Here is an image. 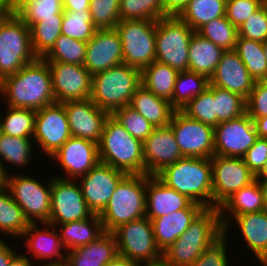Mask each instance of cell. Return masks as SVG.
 I'll use <instances>...</instances> for the list:
<instances>
[{
    "mask_svg": "<svg viewBox=\"0 0 267 266\" xmlns=\"http://www.w3.org/2000/svg\"><path fill=\"white\" fill-rule=\"evenodd\" d=\"M194 30L178 16H167L156 21L155 60L181 71L188 70L189 43Z\"/></svg>",
    "mask_w": 267,
    "mask_h": 266,
    "instance_id": "cell-8",
    "label": "cell"
},
{
    "mask_svg": "<svg viewBox=\"0 0 267 266\" xmlns=\"http://www.w3.org/2000/svg\"><path fill=\"white\" fill-rule=\"evenodd\" d=\"M217 125L246 113V99L227 89L214 86Z\"/></svg>",
    "mask_w": 267,
    "mask_h": 266,
    "instance_id": "cell-46",
    "label": "cell"
},
{
    "mask_svg": "<svg viewBox=\"0 0 267 266\" xmlns=\"http://www.w3.org/2000/svg\"><path fill=\"white\" fill-rule=\"evenodd\" d=\"M181 158L183 156L169 125L155 127L143 142L144 174L156 176Z\"/></svg>",
    "mask_w": 267,
    "mask_h": 266,
    "instance_id": "cell-22",
    "label": "cell"
},
{
    "mask_svg": "<svg viewBox=\"0 0 267 266\" xmlns=\"http://www.w3.org/2000/svg\"><path fill=\"white\" fill-rule=\"evenodd\" d=\"M211 166L213 208H219L236 191L256 180L242 158L214 155Z\"/></svg>",
    "mask_w": 267,
    "mask_h": 266,
    "instance_id": "cell-14",
    "label": "cell"
},
{
    "mask_svg": "<svg viewBox=\"0 0 267 266\" xmlns=\"http://www.w3.org/2000/svg\"><path fill=\"white\" fill-rule=\"evenodd\" d=\"M59 226V237L67 252L85 246L95 241L105 231L103 229L101 217L97 214H92L90 217L72 221Z\"/></svg>",
    "mask_w": 267,
    "mask_h": 266,
    "instance_id": "cell-31",
    "label": "cell"
},
{
    "mask_svg": "<svg viewBox=\"0 0 267 266\" xmlns=\"http://www.w3.org/2000/svg\"><path fill=\"white\" fill-rule=\"evenodd\" d=\"M125 172L99 162L86 175L79 177L83 198L93 214L100 215Z\"/></svg>",
    "mask_w": 267,
    "mask_h": 266,
    "instance_id": "cell-18",
    "label": "cell"
},
{
    "mask_svg": "<svg viewBox=\"0 0 267 266\" xmlns=\"http://www.w3.org/2000/svg\"><path fill=\"white\" fill-rule=\"evenodd\" d=\"M256 179H267V161L261 171L256 175Z\"/></svg>",
    "mask_w": 267,
    "mask_h": 266,
    "instance_id": "cell-65",
    "label": "cell"
},
{
    "mask_svg": "<svg viewBox=\"0 0 267 266\" xmlns=\"http://www.w3.org/2000/svg\"><path fill=\"white\" fill-rule=\"evenodd\" d=\"M265 0H226V18L238 29Z\"/></svg>",
    "mask_w": 267,
    "mask_h": 266,
    "instance_id": "cell-52",
    "label": "cell"
},
{
    "mask_svg": "<svg viewBox=\"0 0 267 266\" xmlns=\"http://www.w3.org/2000/svg\"><path fill=\"white\" fill-rule=\"evenodd\" d=\"M90 11H64L61 34L88 42L95 34Z\"/></svg>",
    "mask_w": 267,
    "mask_h": 266,
    "instance_id": "cell-44",
    "label": "cell"
},
{
    "mask_svg": "<svg viewBox=\"0 0 267 266\" xmlns=\"http://www.w3.org/2000/svg\"><path fill=\"white\" fill-rule=\"evenodd\" d=\"M41 224H44L43 228H40L38 222L29 223L27 230L22 234L21 238L24 237L23 239L26 240L23 241L28 249L26 252L28 255L31 253V258L39 262L42 259L41 262L44 263L41 264L44 266L66 264L67 251H65L58 230L48 222Z\"/></svg>",
    "mask_w": 267,
    "mask_h": 266,
    "instance_id": "cell-21",
    "label": "cell"
},
{
    "mask_svg": "<svg viewBox=\"0 0 267 266\" xmlns=\"http://www.w3.org/2000/svg\"><path fill=\"white\" fill-rule=\"evenodd\" d=\"M258 137L267 139V115L253 119Z\"/></svg>",
    "mask_w": 267,
    "mask_h": 266,
    "instance_id": "cell-58",
    "label": "cell"
},
{
    "mask_svg": "<svg viewBox=\"0 0 267 266\" xmlns=\"http://www.w3.org/2000/svg\"><path fill=\"white\" fill-rule=\"evenodd\" d=\"M209 81L211 85L237 93L245 99L249 97L256 83L234 49L222 53Z\"/></svg>",
    "mask_w": 267,
    "mask_h": 266,
    "instance_id": "cell-24",
    "label": "cell"
},
{
    "mask_svg": "<svg viewBox=\"0 0 267 266\" xmlns=\"http://www.w3.org/2000/svg\"><path fill=\"white\" fill-rule=\"evenodd\" d=\"M115 29L122 42L124 64L142 70L155 61V20H120Z\"/></svg>",
    "mask_w": 267,
    "mask_h": 266,
    "instance_id": "cell-9",
    "label": "cell"
},
{
    "mask_svg": "<svg viewBox=\"0 0 267 266\" xmlns=\"http://www.w3.org/2000/svg\"><path fill=\"white\" fill-rule=\"evenodd\" d=\"M90 0H63L64 11H88Z\"/></svg>",
    "mask_w": 267,
    "mask_h": 266,
    "instance_id": "cell-57",
    "label": "cell"
},
{
    "mask_svg": "<svg viewBox=\"0 0 267 266\" xmlns=\"http://www.w3.org/2000/svg\"><path fill=\"white\" fill-rule=\"evenodd\" d=\"M73 137L99 144L110 113L100 109L91 99L63 102Z\"/></svg>",
    "mask_w": 267,
    "mask_h": 266,
    "instance_id": "cell-20",
    "label": "cell"
},
{
    "mask_svg": "<svg viewBox=\"0 0 267 266\" xmlns=\"http://www.w3.org/2000/svg\"><path fill=\"white\" fill-rule=\"evenodd\" d=\"M209 79L192 71L178 73L172 94L171 106L175 110H181L187 103L209 86Z\"/></svg>",
    "mask_w": 267,
    "mask_h": 266,
    "instance_id": "cell-37",
    "label": "cell"
},
{
    "mask_svg": "<svg viewBox=\"0 0 267 266\" xmlns=\"http://www.w3.org/2000/svg\"><path fill=\"white\" fill-rule=\"evenodd\" d=\"M63 18H43L30 27L31 44L37 57H43L61 35Z\"/></svg>",
    "mask_w": 267,
    "mask_h": 266,
    "instance_id": "cell-40",
    "label": "cell"
},
{
    "mask_svg": "<svg viewBox=\"0 0 267 266\" xmlns=\"http://www.w3.org/2000/svg\"><path fill=\"white\" fill-rule=\"evenodd\" d=\"M99 161L126 174H144L143 143L110 114L98 144Z\"/></svg>",
    "mask_w": 267,
    "mask_h": 266,
    "instance_id": "cell-4",
    "label": "cell"
},
{
    "mask_svg": "<svg viewBox=\"0 0 267 266\" xmlns=\"http://www.w3.org/2000/svg\"><path fill=\"white\" fill-rule=\"evenodd\" d=\"M122 63V42L116 29H97L87 42L83 66L94 75Z\"/></svg>",
    "mask_w": 267,
    "mask_h": 266,
    "instance_id": "cell-23",
    "label": "cell"
},
{
    "mask_svg": "<svg viewBox=\"0 0 267 266\" xmlns=\"http://www.w3.org/2000/svg\"><path fill=\"white\" fill-rule=\"evenodd\" d=\"M249 251L263 266L267 261V211L246 213L234 218Z\"/></svg>",
    "mask_w": 267,
    "mask_h": 266,
    "instance_id": "cell-29",
    "label": "cell"
},
{
    "mask_svg": "<svg viewBox=\"0 0 267 266\" xmlns=\"http://www.w3.org/2000/svg\"><path fill=\"white\" fill-rule=\"evenodd\" d=\"M120 20H159L163 18V0H120Z\"/></svg>",
    "mask_w": 267,
    "mask_h": 266,
    "instance_id": "cell-45",
    "label": "cell"
},
{
    "mask_svg": "<svg viewBox=\"0 0 267 266\" xmlns=\"http://www.w3.org/2000/svg\"><path fill=\"white\" fill-rule=\"evenodd\" d=\"M0 93L6 105L14 108L39 110L55 103L48 62L38 57L15 74L3 78Z\"/></svg>",
    "mask_w": 267,
    "mask_h": 266,
    "instance_id": "cell-1",
    "label": "cell"
},
{
    "mask_svg": "<svg viewBox=\"0 0 267 266\" xmlns=\"http://www.w3.org/2000/svg\"><path fill=\"white\" fill-rule=\"evenodd\" d=\"M51 176V213L49 222L57 227L72 221H79L90 217L89 210L78 180Z\"/></svg>",
    "mask_w": 267,
    "mask_h": 266,
    "instance_id": "cell-13",
    "label": "cell"
},
{
    "mask_svg": "<svg viewBox=\"0 0 267 266\" xmlns=\"http://www.w3.org/2000/svg\"><path fill=\"white\" fill-rule=\"evenodd\" d=\"M118 255L115 236L104 232L95 241L67 252V266H105Z\"/></svg>",
    "mask_w": 267,
    "mask_h": 266,
    "instance_id": "cell-28",
    "label": "cell"
},
{
    "mask_svg": "<svg viewBox=\"0 0 267 266\" xmlns=\"http://www.w3.org/2000/svg\"><path fill=\"white\" fill-rule=\"evenodd\" d=\"M1 239L3 238H0V266H9L11 259L17 253Z\"/></svg>",
    "mask_w": 267,
    "mask_h": 266,
    "instance_id": "cell-56",
    "label": "cell"
},
{
    "mask_svg": "<svg viewBox=\"0 0 267 266\" xmlns=\"http://www.w3.org/2000/svg\"><path fill=\"white\" fill-rule=\"evenodd\" d=\"M112 233L116 239L118 255L140 266L162 258L151 220L147 216L120 225Z\"/></svg>",
    "mask_w": 267,
    "mask_h": 266,
    "instance_id": "cell-11",
    "label": "cell"
},
{
    "mask_svg": "<svg viewBox=\"0 0 267 266\" xmlns=\"http://www.w3.org/2000/svg\"><path fill=\"white\" fill-rule=\"evenodd\" d=\"M246 113L252 120L267 115V80L256 81L246 99Z\"/></svg>",
    "mask_w": 267,
    "mask_h": 266,
    "instance_id": "cell-53",
    "label": "cell"
},
{
    "mask_svg": "<svg viewBox=\"0 0 267 266\" xmlns=\"http://www.w3.org/2000/svg\"><path fill=\"white\" fill-rule=\"evenodd\" d=\"M50 159L56 160L55 163H60V168L65 172L63 176L60 173L59 178L76 180L86 175L100 162L98 144L87 139L71 136L50 156Z\"/></svg>",
    "mask_w": 267,
    "mask_h": 266,
    "instance_id": "cell-19",
    "label": "cell"
},
{
    "mask_svg": "<svg viewBox=\"0 0 267 266\" xmlns=\"http://www.w3.org/2000/svg\"><path fill=\"white\" fill-rule=\"evenodd\" d=\"M8 4H9V0H0V12L7 14Z\"/></svg>",
    "mask_w": 267,
    "mask_h": 266,
    "instance_id": "cell-66",
    "label": "cell"
},
{
    "mask_svg": "<svg viewBox=\"0 0 267 266\" xmlns=\"http://www.w3.org/2000/svg\"><path fill=\"white\" fill-rule=\"evenodd\" d=\"M169 126L183 157L214 156V127L189 118L181 110L174 111Z\"/></svg>",
    "mask_w": 267,
    "mask_h": 266,
    "instance_id": "cell-12",
    "label": "cell"
},
{
    "mask_svg": "<svg viewBox=\"0 0 267 266\" xmlns=\"http://www.w3.org/2000/svg\"><path fill=\"white\" fill-rule=\"evenodd\" d=\"M135 139L142 143L150 136L155 128L135 109L126 105L125 107L116 109L111 114Z\"/></svg>",
    "mask_w": 267,
    "mask_h": 266,
    "instance_id": "cell-48",
    "label": "cell"
},
{
    "mask_svg": "<svg viewBox=\"0 0 267 266\" xmlns=\"http://www.w3.org/2000/svg\"><path fill=\"white\" fill-rule=\"evenodd\" d=\"M191 203L186 195L167 186L157 176L146 174V216L150 220L186 209Z\"/></svg>",
    "mask_w": 267,
    "mask_h": 266,
    "instance_id": "cell-25",
    "label": "cell"
},
{
    "mask_svg": "<svg viewBox=\"0 0 267 266\" xmlns=\"http://www.w3.org/2000/svg\"><path fill=\"white\" fill-rule=\"evenodd\" d=\"M142 266H174L173 264L167 262L163 257L156 260V261H151L148 263H145Z\"/></svg>",
    "mask_w": 267,
    "mask_h": 266,
    "instance_id": "cell-63",
    "label": "cell"
},
{
    "mask_svg": "<svg viewBox=\"0 0 267 266\" xmlns=\"http://www.w3.org/2000/svg\"><path fill=\"white\" fill-rule=\"evenodd\" d=\"M204 208H213L211 158L183 157L156 175Z\"/></svg>",
    "mask_w": 267,
    "mask_h": 266,
    "instance_id": "cell-2",
    "label": "cell"
},
{
    "mask_svg": "<svg viewBox=\"0 0 267 266\" xmlns=\"http://www.w3.org/2000/svg\"><path fill=\"white\" fill-rule=\"evenodd\" d=\"M101 217L105 232L146 216V174H126L118 183Z\"/></svg>",
    "mask_w": 267,
    "mask_h": 266,
    "instance_id": "cell-6",
    "label": "cell"
},
{
    "mask_svg": "<svg viewBox=\"0 0 267 266\" xmlns=\"http://www.w3.org/2000/svg\"><path fill=\"white\" fill-rule=\"evenodd\" d=\"M37 58L30 28L16 14L0 12V81Z\"/></svg>",
    "mask_w": 267,
    "mask_h": 266,
    "instance_id": "cell-7",
    "label": "cell"
},
{
    "mask_svg": "<svg viewBox=\"0 0 267 266\" xmlns=\"http://www.w3.org/2000/svg\"><path fill=\"white\" fill-rule=\"evenodd\" d=\"M258 180L260 184V188L263 193V199H264V205H265V210L267 211V179H256Z\"/></svg>",
    "mask_w": 267,
    "mask_h": 266,
    "instance_id": "cell-62",
    "label": "cell"
},
{
    "mask_svg": "<svg viewBox=\"0 0 267 266\" xmlns=\"http://www.w3.org/2000/svg\"><path fill=\"white\" fill-rule=\"evenodd\" d=\"M105 266H140L129 260L128 258L117 255L112 261H109Z\"/></svg>",
    "mask_w": 267,
    "mask_h": 266,
    "instance_id": "cell-61",
    "label": "cell"
},
{
    "mask_svg": "<svg viewBox=\"0 0 267 266\" xmlns=\"http://www.w3.org/2000/svg\"><path fill=\"white\" fill-rule=\"evenodd\" d=\"M37 266H41V265L40 264H37ZM48 266H67V265L66 264H62V265H48Z\"/></svg>",
    "mask_w": 267,
    "mask_h": 266,
    "instance_id": "cell-68",
    "label": "cell"
},
{
    "mask_svg": "<svg viewBox=\"0 0 267 266\" xmlns=\"http://www.w3.org/2000/svg\"><path fill=\"white\" fill-rule=\"evenodd\" d=\"M63 0H35L16 15L30 28L43 18H63Z\"/></svg>",
    "mask_w": 267,
    "mask_h": 266,
    "instance_id": "cell-47",
    "label": "cell"
},
{
    "mask_svg": "<svg viewBox=\"0 0 267 266\" xmlns=\"http://www.w3.org/2000/svg\"><path fill=\"white\" fill-rule=\"evenodd\" d=\"M29 221L25 218L22 209L12 198L9 190L5 187L0 191V232L1 235L15 239L21 238L27 230ZM9 234V235H8Z\"/></svg>",
    "mask_w": 267,
    "mask_h": 266,
    "instance_id": "cell-35",
    "label": "cell"
},
{
    "mask_svg": "<svg viewBox=\"0 0 267 266\" xmlns=\"http://www.w3.org/2000/svg\"><path fill=\"white\" fill-rule=\"evenodd\" d=\"M141 85V70L119 64L92 75L90 99L110 114L130 104L132 96Z\"/></svg>",
    "mask_w": 267,
    "mask_h": 266,
    "instance_id": "cell-5",
    "label": "cell"
},
{
    "mask_svg": "<svg viewBox=\"0 0 267 266\" xmlns=\"http://www.w3.org/2000/svg\"><path fill=\"white\" fill-rule=\"evenodd\" d=\"M238 36L264 43L267 40V4L264 3L238 28Z\"/></svg>",
    "mask_w": 267,
    "mask_h": 266,
    "instance_id": "cell-50",
    "label": "cell"
},
{
    "mask_svg": "<svg viewBox=\"0 0 267 266\" xmlns=\"http://www.w3.org/2000/svg\"><path fill=\"white\" fill-rule=\"evenodd\" d=\"M224 51L212 41L194 32L189 43L188 70L210 79Z\"/></svg>",
    "mask_w": 267,
    "mask_h": 266,
    "instance_id": "cell-32",
    "label": "cell"
},
{
    "mask_svg": "<svg viewBox=\"0 0 267 266\" xmlns=\"http://www.w3.org/2000/svg\"><path fill=\"white\" fill-rule=\"evenodd\" d=\"M181 111L191 119L212 127L217 126L214 86L209 83L208 88L187 103Z\"/></svg>",
    "mask_w": 267,
    "mask_h": 266,
    "instance_id": "cell-43",
    "label": "cell"
},
{
    "mask_svg": "<svg viewBox=\"0 0 267 266\" xmlns=\"http://www.w3.org/2000/svg\"><path fill=\"white\" fill-rule=\"evenodd\" d=\"M154 127H165L170 124L175 109L170 102L156 96L153 92L140 85L129 104Z\"/></svg>",
    "mask_w": 267,
    "mask_h": 266,
    "instance_id": "cell-30",
    "label": "cell"
},
{
    "mask_svg": "<svg viewBox=\"0 0 267 266\" xmlns=\"http://www.w3.org/2000/svg\"><path fill=\"white\" fill-rule=\"evenodd\" d=\"M52 75V91L55 101L90 99L92 74L79 64L48 62Z\"/></svg>",
    "mask_w": 267,
    "mask_h": 266,
    "instance_id": "cell-17",
    "label": "cell"
},
{
    "mask_svg": "<svg viewBox=\"0 0 267 266\" xmlns=\"http://www.w3.org/2000/svg\"><path fill=\"white\" fill-rule=\"evenodd\" d=\"M190 0H163V18L179 16Z\"/></svg>",
    "mask_w": 267,
    "mask_h": 266,
    "instance_id": "cell-55",
    "label": "cell"
},
{
    "mask_svg": "<svg viewBox=\"0 0 267 266\" xmlns=\"http://www.w3.org/2000/svg\"><path fill=\"white\" fill-rule=\"evenodd\" d=\"M35 0H9L7 14H17L22 8Z\"/></svg>",
    "mask_w": 267,
    "mask_h": 266,
    "instance_id": "cell-59",
    "label": "cell"
},
{
    "mask_svg": "<svg viewBox=\"0 0 267 266\" xmlns=\"http://www.w3.org/2000/svg\"><path fill=\"white\" fill-rule=\"evenodd\" d=\"M32 260L27 254L18 253L11 259L9 266H34L31 262Z\"/></svg>",
    "mask_w": 267,
    "mask_h": 266,
    "instance_id": "cell-60",
    "label": "cell"
},
{
    "mask_svg": "<svg viewBox=\"0 0 267 266\" xmlns=\"http://www.w3.org/2000/svg\"><path fill=\"white\" fill-rule=\"evenodd\" d=\"M33 138L12 137L4 133L0 134V166L8 176V172L3 162L14 164L16 167H25L29 165L30 159H33ZM25 165V166H24Z\"/></svg>",
    "mask_w": 267,
    "mask_h": 266,
    "instance_id": "cell-36",
    "label": "cell"
},
{
    "mask_svg": "<svg viewBox=\"0 0 267 266\" xmlns=\"http://www.w3.org/2000/svg\"><path fill=\"white\" fill-rule=\"evenodd\" d=\"M263 50H264V54H265V58L267 62V40L263 43Z\"/></svg>",
    "mask_w": 267,
    "mask_h": 266,
    "instance_id": "cell-67",
    "label": "cell"
},
{
    "mask_svg": "<svg viewBox=\"0 0 267 266\" xmlns=\"http://www.w3.org/2000/svg\"><path fill=\"white\" fill-rule=\"evenodd\" d=\"M226 0H190L178 16L195 32L213 19L225 16Z\"/></svg>",
    "mask_w": 267,
    "mask_h": 266,
    "instance_id": "cell-34",
    "label": "cell"
},
{
    "mask_svg": "<svg viewBox=\"0 0 267 266\" xmlns=\"http://www.w3.org/2000/svg\"><path fill=\"white\" fill-rule=\"evenodd\" d=\"M71 136L63 103L55 102L36 110L33 141L47 157L52 156Z\"/></svg>",
    "mask_w": 267,
    "mask_h": 266,
    "instance_id": "cell-15",
    "label": "cell"
},
{
    "mask_svg": "<svg viewBox=\"0 0 267 266\" xmlns=\"http://www.w3.org/2000/svg\"><path fill=\"white\" fill-rule=\"evenodd\" d=\"M265 210L263 193L258 180L242 187L229 197L220 207V221L225 233L236 216ZM232 222V223H231Z\"/></svg>",
    "mask_w": 267,
    "mask_h": 266,
    "instance_id": "cell-27",
    "label": "cell"
},
{
    "mask_svg": "<svg viewBox=\"0 0 267 266\" xmlns=\"http://www.w3.org/2000/svg\"><path fill=\"white\" fill-rule=\"evenodd\" d=\"M234 50L255 81L267 80V62L262 42L237 36Z\"/></svg>",
    "mask_w": 267,
    "mask_h": 266,
    "instance_id": "cell-38",
    "label": "cell"
},
{
    "mask_svg": "<svg viewBox=\"0 0 267 266\" xmlns=\"http://www.w3.org/2000/svg\"><path fill=\"white\" fill-rule=\"evenodd\" d=\"M6 187L12 198L22 209L29 223L49 222L51 213V177L42 184L29 175L6 176Z\"/></svg>",
    "mask_w": 267,
    "mask_h": 266,
    "instance_id": "cell-10",
    "label": "cell"
},
{
    "mask_svg": "<svg viewBox=\"0 0 267 266\" xmlns=\"http://www.w3.org/2000/svg\"><path fill=\"white\" fill-rule=\"evenodd\" d=\"M204 209L202 205L192 202L186 209L152 219L155 241L161 252L171 246Z\"/></svg>",
    "mask_w": 267,
    "mask_h": 266,
    "instance_id": "cell-26",
    "label": "cell"
},
{
    "mask_svg": "<svg viewBox=\"0 0 267 266\" xmlns=\"http://www.w3.org/2000/svg\"><path fill=\"white\" fill-rule=\"evenodd\" d=\"M120 0H90L89 11L97 29H114L120 21Z\"/></svg>",
    "mask_w": 267,
    "mask_h": 266,
    "instance_id": "cell-49",
    "label": "cell"
},
{
    "mask_svg": "<svg viewBox=\"0 0 267 266\" xmlns=\"http://www.w3.org/2000/svg\"><path fill=\"white\" fill-rule=\"evenodd\" d=\"M87 42L60 35L52 48L42 57L47 62H64L83 65L86 58Z\"/></svg>",
    "mask_w": 267,
    "mask_h": 266,
    "instance_id": "cell-41",
    "label": "cell"
},
{
    "mask_svg": "<svg viewBox=\"0 0 267 266\" xmlns=\"http://www.w3.org/2000/svg\"><path fill=\"white\" fill-rule=\"evenodd\" d=\"M258 138L247 113L214 127V155L242 158Z\"/></svg>",
    "mask_w": 267,
    "mask_h": 266,
    "instance_id": "cell-16",
    "label": "cell"
},
{
    "mask_svg": "<svg viewBox=\"0 0 267 266\" xmlns=\"http://www.w3.org/2000/svg\"><path fill=\"white\" fill-rule=\"evenodd\" d=\"M242 159L256 176L267 161V139L258 137Z\"/></svg>",
    "mask_w": 267,
    "mask_h": 266,
    "instance_id": "cell-54",
    "label": "cell"
},
{
    "mask_svg": "<svg viewBox=\"0 0 267 266\" xmlns=\"http://www.w3.org/2000/svg\"><path fill=\"white\" fill-rule=\"evenodd\" d=\"M203 38L212 41L223 50L235 49L238 29L226 18V16L213 19L203 25L198 31Z\"/></svg>",
    "mask_w": 267,
    "mask_h": 266,
    "instance_id": "cell-42",
    "label": "cell"
},
{
    "mask_svg": "<svg viewBox=\"0 0 267 266\" xmlns=\"http://www.w3.org/2000/svg\"><path fill=\"white\" fill-rule=\"evenodd\" d=\"M1 115V133L12 137L33 138L36 110L7 106ZM4 116V117H3Z\"/></svg>",
    "mask_w": 267,
    "mask_h": 266,
    "instance_id": "cell-39",
    "label": "cell"
},
{
    "mask_svg": "<svg viewBox=\"0 0 267 266\" xmlns=\"http://www.w3.org/2000/svg\"><path fill=\"white\" fill-rule=\"evenodd\" d=\"M223 232L219 208H205L162 257L174 266H190Z\"/></svg>",
    "mask_w": 267,
    "mask_h": 266,
    "instance_id": "cell-3",
    "label": "cell"
},
{
    "mask_svg": "<svg viewBox=\"0 0 267 266\" xmlns=\"http://www.w3.org/2000/svg\"><path fill=\"white\" fill-rule=\"evenodd\" d=\"M6 187V175L3 168L0 166V191Z\"/></svg>",
    "mask_w": 267,
    "mask_h": 266,
    "instance_id": "cell-64",
    "label": "cell"
},
{
    "mask_svg": "<svg viewBox=\"0 0 267 266\" xmlns=\"http://www.w3.org/2000/svg\"><path fill=\"white\" fill-rule=\"evenodd\" d=\"M178 73V70L155 60L141 70V85L156 96L171 102Z\"/></svg>",
    "mask_w": 267,
    "mask_h": 266,
    "instance_id": "cell-33",
    "label": "cell"
},
{
    "mask_svg": "<svg viewBox=\"0 0 267 266\" xmlns=\"http://www.w3.org/2000/svg\"><path fill=\"white\" fill-rule=\"evenodd\" d=\"M226 238L227 233L223 232L190 266H230Z\"/></svg>",
    "mask_w": 267,
    "mask_h": 266,
    "instance_id": "cell-51",
    "label": "cell"
}]
</instances>
